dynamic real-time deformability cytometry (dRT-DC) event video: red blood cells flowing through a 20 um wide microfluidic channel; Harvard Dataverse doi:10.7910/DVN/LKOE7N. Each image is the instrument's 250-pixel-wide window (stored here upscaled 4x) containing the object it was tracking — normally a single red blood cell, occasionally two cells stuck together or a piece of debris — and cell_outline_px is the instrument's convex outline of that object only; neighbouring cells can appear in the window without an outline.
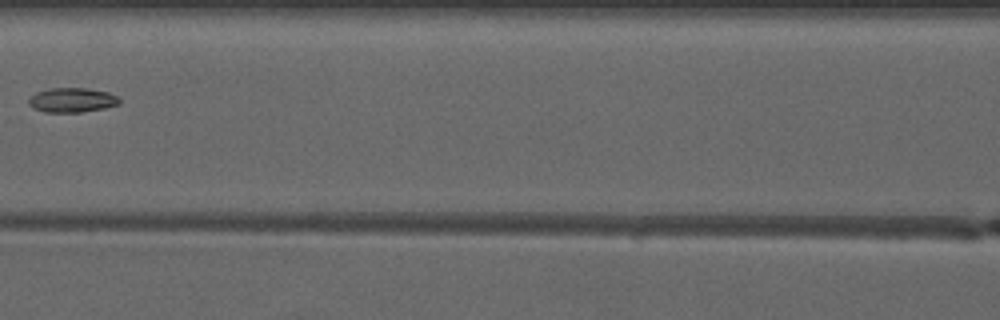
{"species": "common noctule bat (a hibernating species)", "species_latin": "Nyctalus noctula", "temperature_condition": "warm", "stored_images_in_passage": 7, "camera_frame_rate_fps": 3000, "um_per_image_px": 0.085, "animal": {"sex": "male", "forearm_length_mm": 52.5}, "frame": {"image": 1, "passage_image": 7, "time_ms": 7.333, "image_size_px": [1000, 320], "cell_outline_px": [[120, 104], [104, 108], [80, 112], [44, 112], [32, 108], [28, 104], [28, 96], [36, 92], [48, 88], [88, 88], [108, 92], [116, 96], [120, 100]], "centroid_in_image_um": [6.07, 8.5], "position_along_channel_um": 160.5, "area_um2": 13.12}}